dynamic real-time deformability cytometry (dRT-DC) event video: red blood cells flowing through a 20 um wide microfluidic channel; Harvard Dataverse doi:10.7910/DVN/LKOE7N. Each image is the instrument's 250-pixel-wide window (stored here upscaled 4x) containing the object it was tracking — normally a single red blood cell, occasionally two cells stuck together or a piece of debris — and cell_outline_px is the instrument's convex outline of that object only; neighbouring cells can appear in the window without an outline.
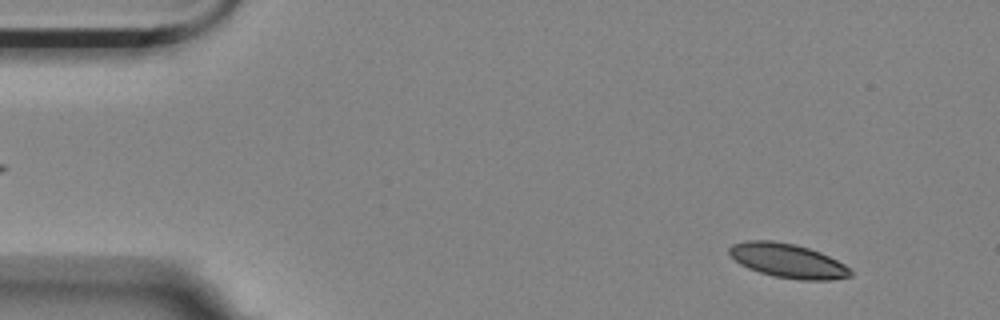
{"species": "Egyptian fruit bat (a non-hibernating species)", "species_latin": "Rousettus aegyptiacus", "temperature_condition": "room temperature", "stored_images_in_passage": 4, "camera_frame_rate_fps": 3000, "um_per_image_px": 0.085, "animal": {"sex": "female"}, "frame": {"image": 1, "passage_image": 1, "time_ms": 0.0, "image_size_px": [1000, 320], "cell_outline_px": [[852, 276], [832, 280], [800, 280], [772, 276], [748, 268], [740, 264], [728, 252], [728, 248], [732, 244], [744, 240], [772, 240], [796, 244], [820, 252], [844, 264], [852, 272]], "centroid_in_image_um": [66.94, 22.15], "position_along_channel_um": 18.1, "area_um2": 24.22}}
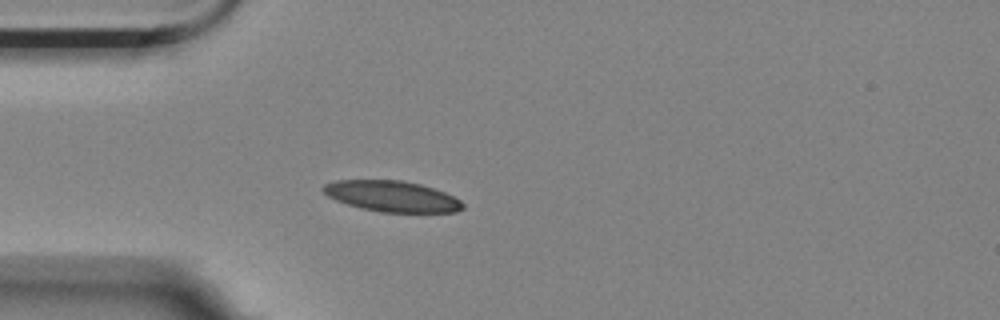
{"frame": {"image": 2, "passage_image": 4, "time_ms": 1.0, "image_size_px": [1000, 320], "cell_outline_px": [[464, 208], [456, 212], [380, 212], [360, 208], [336, 200], [328, 196], [320, 188], [324, 184], [336, 180], [400, 180], [420, 184], [444, 192], [460, 200], [464, 204]], "centroid_in_image_um": [33.3, 16.68], "position_along_channel_um": 51.7, "area_um2": 25.03}}